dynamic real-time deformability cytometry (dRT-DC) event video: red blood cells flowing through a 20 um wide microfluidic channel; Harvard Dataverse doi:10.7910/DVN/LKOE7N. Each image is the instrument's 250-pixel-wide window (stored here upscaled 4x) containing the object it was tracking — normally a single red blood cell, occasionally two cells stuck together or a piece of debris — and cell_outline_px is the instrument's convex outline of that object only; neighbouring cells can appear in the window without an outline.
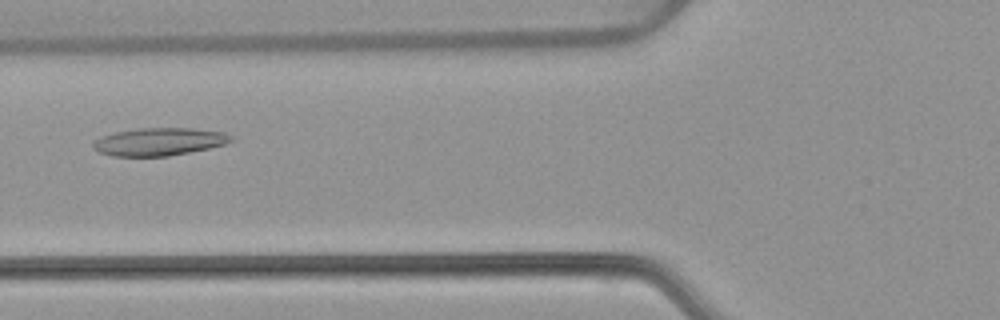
{"species": "common noctule bat (a hibernating species)", "species_latin": "Nyctalus noctula", "temperature_condition": "warm", "stored_images_in_passage": 50, "camera_frame_rate_fps": 3000, "um_per_image_px": 0.085, "animal": {"sex": "female", "body_mass_g": 22.7, "forearm_length_mm": 54.2}, "frame": {"image": 1, "passage_image": 17, "time_ms": 5.333, "image_size_px": [1000, 320], "cell_outline_px": [[236, 140], [224, 144], [208, 148], [168, 156], [112, 156], [100, 152], [92, 148], [92, 140], [100, 136], [116, 132], [140, 128], [192, 128], [224, 132], [236, 136]], "centroid_in_image_um": [13.53, 12.04], "position_along_channel_um": 112.3, "area_um2": 22.48}}
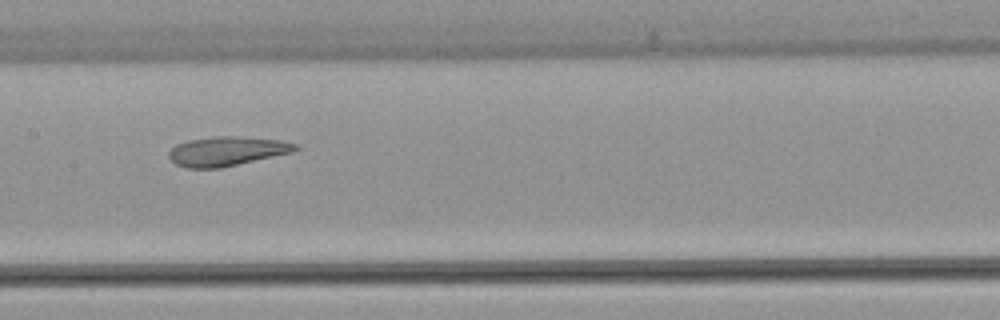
{"frame": {"image": 2, "passage_image": 23, "time_ms": 7.333, "image_size_px": [1000, 320], "cell_outline_px": [[300, 148], [292, 152], [220, 168], [184, 168], [176, 164], [168, 156], [168, 152], [176, 144], [188, 140], [216, 136], [236, 136], [280, 140], [300, 144]], "centroid_in_image_um": [19.28, 12.85], "position_along_channel_um": 188.1, "area_um2": 21.62}}
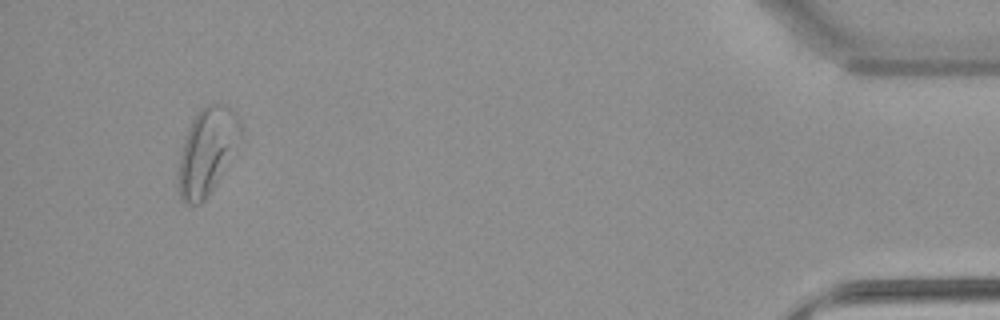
{"frame": {"image": 3, "passage_image": 47, "time_ms": 15.333, "image_size_px": [1000, 320], "cell_outline_px": [[244, 128], [240, 136], [212, 188], [204, 200], [200, 204], [184, 204], [180, 200], [176, 188], [176, 176], [180, 156], [184, 140], [188, 128], [196, 112], [204, 104], [224, 104], [240, 120]], "centroid_in_image_um": [17.51, 12.86], "position_along_channel_um": 417.7, "area_um2": 30.98}, "authors_computed_cell_mechanics": {"area_um2": 24.1026, "velocity_mm_per_s": 3.783, "shape_relaxation_time_tau1_ms": 8.1219, "shape_relaxation_time_tau2_ms": 4.0695, "deformation_change_tau1": 0.1738, "deformation_change_tau2": 0.1685}}